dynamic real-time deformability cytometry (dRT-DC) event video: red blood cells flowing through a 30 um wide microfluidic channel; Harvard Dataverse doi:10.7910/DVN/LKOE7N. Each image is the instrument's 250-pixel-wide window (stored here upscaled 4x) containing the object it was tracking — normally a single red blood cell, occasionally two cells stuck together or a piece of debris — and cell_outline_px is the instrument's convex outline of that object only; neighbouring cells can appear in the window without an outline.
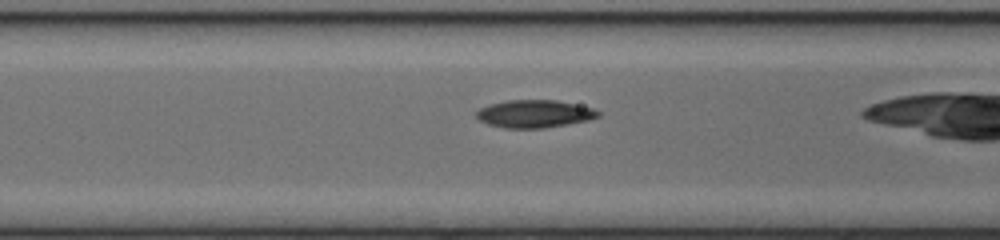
{"species": "common noctule bat (a hibernating species)", "species_latin": "Nyctalus noctula", "temperature_condition": "cold", "stored_images_in_passage": 27, "camera_frame_rate_fps": 3000, "um_per_image_px": 0.085, "animal": {"sex": "female", "body_mass_g": 17.0, "forearm_length_mm": 48.0}, "frame": {"image": 1, "passage_image": 8, "time_ms": 2.333, "image_size_px": [1000, 240], "cell_outline_px": [[600, 116], [588, 120], [544, 128], [504, 128], [488, 124], [480, 120], [476, 116], [476, 112], [480, 108], [492, 104], [508, 100], [556, 100], [592, 108], [600, 112]], "centroid_in_image_um": [45.42, 9.68], "position_along_channel_um": 121.2, "area_um2": 19.42}}
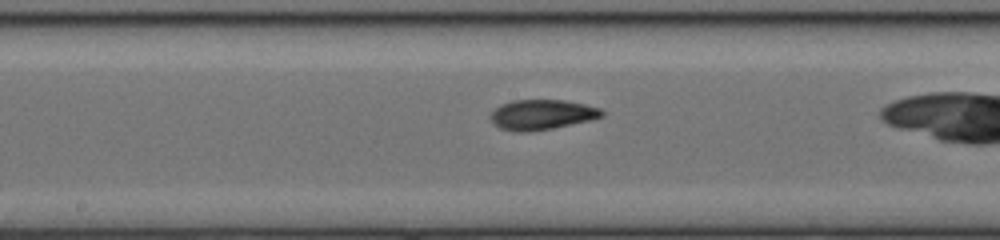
{"frame": {"image": 2, "passage_image": 14, "time_ms": 4.333, "image_size_px": [1000, 240], "cell_outline_px": [[604, 116], [592, 120], [552, 128], [528, 132], [512, 132], [500, 128], [488, 116], [500, 104], [512, 100], [564, 100], [584, 104], [600, 108], [604, 112]], "centroid_in_image_um": [46.06, 9.74], "position_along_channel_um": 202.1, "area_um2": 19.59}}
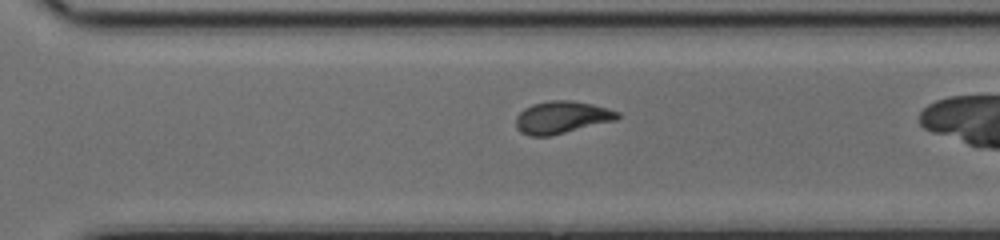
{"frame": {"image": 3, "passage_image": 23, "time_ms": 7.333, "image_size_px": [1000, 240], "cell_outline_px": [[620, 116], [616, 120], [552, 136], [528, 136], [520, 132], [516, 124], [516, 116], [524, 108], [532, 104], [552, 100], [572, 100], [592, 104], [608, 108], [620, 112]], "centroid_in_image_um": [47.75, 9.98], "position_along_channel_um": 322.8, "area_um2": 19.31}}